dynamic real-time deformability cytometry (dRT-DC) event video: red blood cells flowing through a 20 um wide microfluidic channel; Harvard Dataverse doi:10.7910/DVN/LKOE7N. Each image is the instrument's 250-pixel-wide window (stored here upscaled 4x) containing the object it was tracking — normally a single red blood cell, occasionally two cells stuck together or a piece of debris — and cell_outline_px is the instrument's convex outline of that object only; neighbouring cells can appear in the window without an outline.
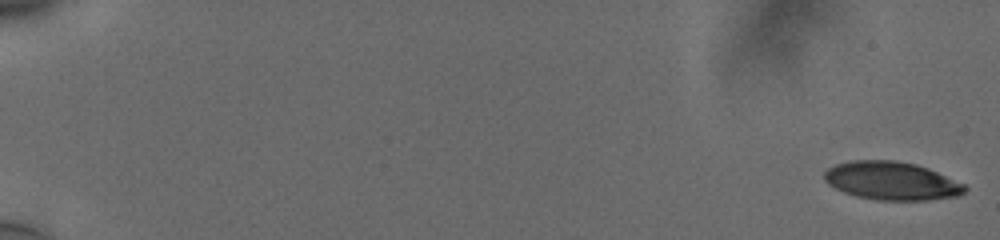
{"species": "human", "species_latin": "Homo sapiens", "temperature_condition": "cold", "stored_images_in_passage": 57, "camera_frame_rate_fps": 3000, "um_per_image_px": 0.085, "donor": {"sex": "male"}, "frame": {"image": 1, "passage_image": 1, "time_ms": 0.0, "image_size_px": [1000, 240], "cell_outline_px": [[968, 188], [964, 192], [956, 196], [928, 200], [876, 200], [856, 196], [844, 192], [828, 184], [824, 180], [824, 172], [828, 168], [836, 164], [852, 160], [896, 160], [916, 164], [928, 168], [964, 184]], "centroid_in_image_um": [75.77, 15.37], "position_along_channel_um": 9.2, "area_um2": 31.27}}
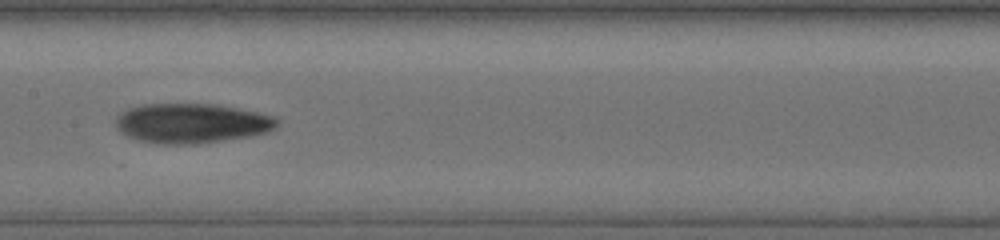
{"frame": {"image": 2, "passage_image": 32, "time_ms": 10.333, "image_size_px": [1000, 240], "cell_outline_px": [[276, 124], [268, 132], [248, 136], [200, 144], [160, 144], [140, 140], [128, 136], [120, 132], [116, 124], [116, 120], [120, 112], [128, 108], [144, 104], [216, 104], [256, 112], [272, 116], [276, 120]], "centroid_in_image_um": [16.24, 10.48], "position_along_channel_um": 191.2, "area_um2": 36.99}}
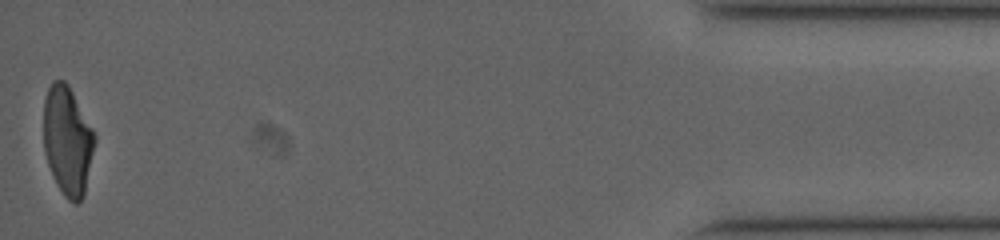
{"frame": {"image": 3, "passage_image": 57, "time_ms": 18.667, "image_size_px": [1000, 240], "cell_outline_px": [[96, 140], [84, 196], [76, 204], [68, 200], [64, 196], [56, 184], [52, 176], [44, 152], [44, 100], [48, 88], [52, 80], [64, 80], [68, 84], [92, 128], [96, 136]], "centroid_in_image_um": [5.74, 11.97], "position_along_channel_um": 429.5, "area_um2": 32.54}, "authors_computed_cell_mechanics": {"area_um2": 34.68, "velocity_mm_per_s": 3.7724, "shape_relaxation_time_tau1_ms": 5.8466, "shape_relaxation_time_tau2_ms": 2.683, "deformation_change_tau1": 0.2103, "deformation_change_tau2": 0.0967}}